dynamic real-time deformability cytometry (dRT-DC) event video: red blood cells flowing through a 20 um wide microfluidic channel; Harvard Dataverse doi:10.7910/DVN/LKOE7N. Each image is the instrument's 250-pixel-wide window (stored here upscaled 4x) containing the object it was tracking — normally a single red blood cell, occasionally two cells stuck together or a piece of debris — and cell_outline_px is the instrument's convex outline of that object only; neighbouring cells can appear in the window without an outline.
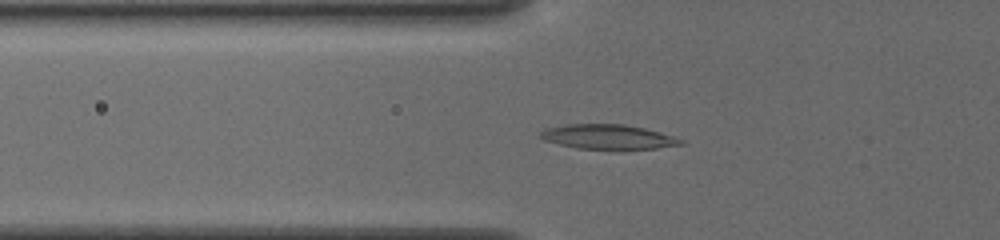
{"species": "common noctule bat (a hibernating species)", "species_latin": "Nyctalus noctula", "temperature_condition": "cold", "stored_images_in_passage": 36, "camera_frame_rate_fps": 3000, "um_per_image_px": 0.085, "animal": {"sex": "female", "body_mass_g": 19.5, "forearm_length_mm": 54.1}, "frame": {"image": 1, "passage_image": 2, "time_ms": 0.333, "image_size_px": [1000, 240], "cell_outline_px": [[684, 144], [656, 148], [616, 152], [576, 148], [544, 140], [540, 136], [540, 132], [544, 128], [568, 124], [624, 124], [644, 128], [672, 136], [684, 140]], "centroid_in_image_um": [51.69, 11.67], "position_along_channel_um": 74.1, "area_um2": 20.87}}
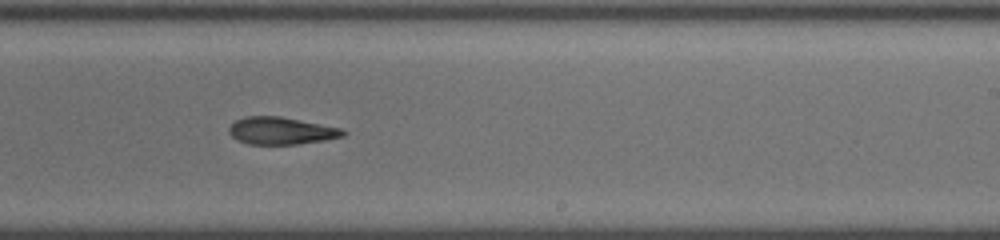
{"frame": {"image": 2, "passage_image": 17, "time_ms": 5.333, "image_size_px": [1000, 240], "cell_outline_px": [[348, 132], [344, 136], [324, 140], [296, 144], [248, 144], [236, 140], [228, 132], [228, 128], [236, 120], [244, 116], [280, 116], [340, 128]], "centroid_in_image_um": [23.87, 11.11], "position_along_channel_um": 265.1, "area_um2": 18.09}}
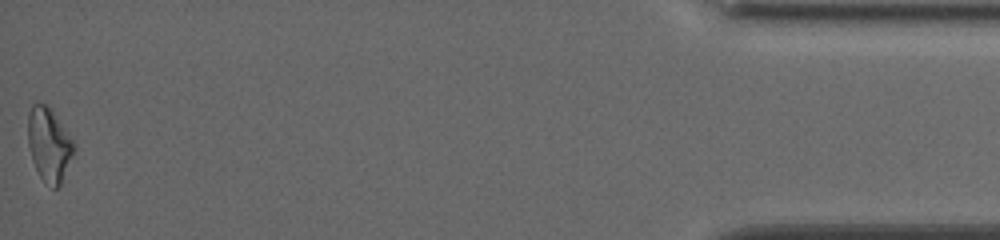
{"frame": {"image": 3, "passage_image": 36, "time_ms": 11.667, "image_size_px": [1000, 240], "cell_outline_px": [[76, 148], [60, 184], [56, 188], [52, 188], [40, 176], [32, 160], [28, 144], [28, 112], [32, 104], [44, 104], [52, 112], [76, 144]], "centroid_in_image_um": [4.16, 12.3], "position_along_channel_um": 431.0, "area_um2": 19.31}, "authors_computed_cell_mechanics": {"area_um2": 18.4382, "velocity_mm_per_s": 3.8595, "shape_relaxation_time_tau1_ms": 6.1464, "shape_relaxation_time_tau2_ms": null, "deformation_change_tau1": 0.1694, "deformation_change_tau2": null}}